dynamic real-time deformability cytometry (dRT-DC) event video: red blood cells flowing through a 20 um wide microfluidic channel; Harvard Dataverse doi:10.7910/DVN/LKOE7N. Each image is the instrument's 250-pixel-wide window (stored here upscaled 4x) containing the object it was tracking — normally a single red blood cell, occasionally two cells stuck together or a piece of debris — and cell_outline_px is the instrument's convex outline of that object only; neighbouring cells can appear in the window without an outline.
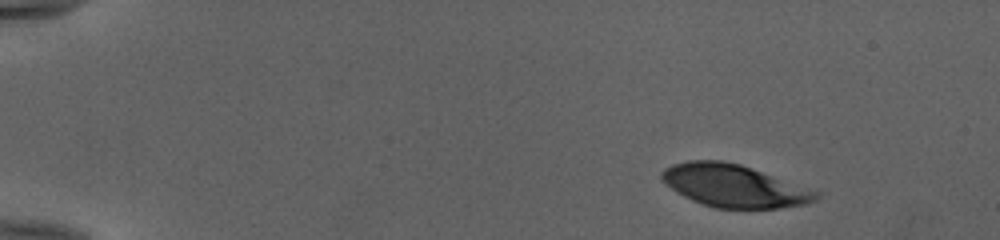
{"species": "human", "species_latin": "Homo sapiens", "temperature_condition": "cold", "stored_images_in_passage": 46, "camera_frame_rate_fps": 3000, "um_per_image_px": 0.085, "donor": {"sex": "female"}, "frame": {"image": 1, "passage_image": 1, "time_ms": 0.0, "image_size_px": [1000, 240], "cell_outline_px": [[820, 196], [816, 200], [804, 204], [776, 208], [716, 208], [692, 200], [676, 192], [660, 180], [660, 172], [664, 168], [672, 164], [688, 160], [724, 160], [740, 164], [820, 192]], "centroid_in_image_um": [62.34, 15.78], "position_along_channel_um": 22.7, "area_um2": 38.15}}
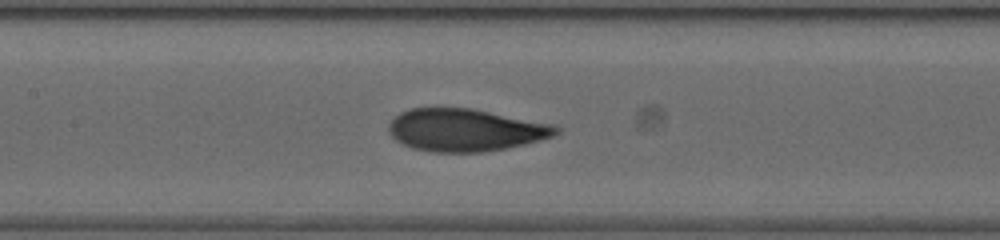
{"frame": {"image": 2, "passage_image": 21, "time_ms": 6.667, "image_size_px": [1000, 240], "cell_outline_px": [[560, 132], [552, 136], [540, 140], [524, 144], [504, 148], [480, 152], [432, 152], [412, 148], [396, 140], [388, 132], [388, 124], [400, 112], [412, 108], [472, 108], [556, 124], [560, 128]], "centroid_in_image_um": [39.57, 11.04], "position_along_channel_um": 167.8, "area_um2": 41.5}}
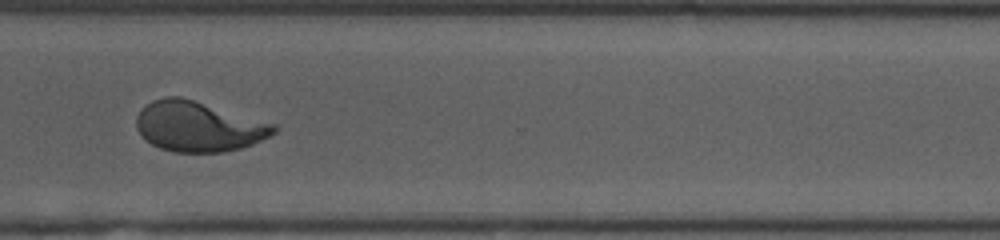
{"frame": {"image": 3, "passage_image": 35, "time_ms": 11.333, "image_size_px": [1000, 240], "cell_outline_px": [[276, 132], [252, 144], [240, 148], [224, 152], [172, 152], [160, 148], [152, 144], [136, 128], [136, 116], [152, 100], [164, 96], [180, 96], [276, 124]], "centroid_in_image_um": [16.86, 10.75], "position_along_channel_um": 353.7, "area_um2": 39.82}, "authors_computed_cell_mechanics": {"area_um2": 40.5178, "velocity_mm_per_s": 3.9925, "shape_relaxation_time_tau1_ms": 5.2363, "shape_relaxation_time_tau2_ms": 0.9154, "deformation_change_tau1": 0.2262, "deformation_change_tau2": 0.0655}}